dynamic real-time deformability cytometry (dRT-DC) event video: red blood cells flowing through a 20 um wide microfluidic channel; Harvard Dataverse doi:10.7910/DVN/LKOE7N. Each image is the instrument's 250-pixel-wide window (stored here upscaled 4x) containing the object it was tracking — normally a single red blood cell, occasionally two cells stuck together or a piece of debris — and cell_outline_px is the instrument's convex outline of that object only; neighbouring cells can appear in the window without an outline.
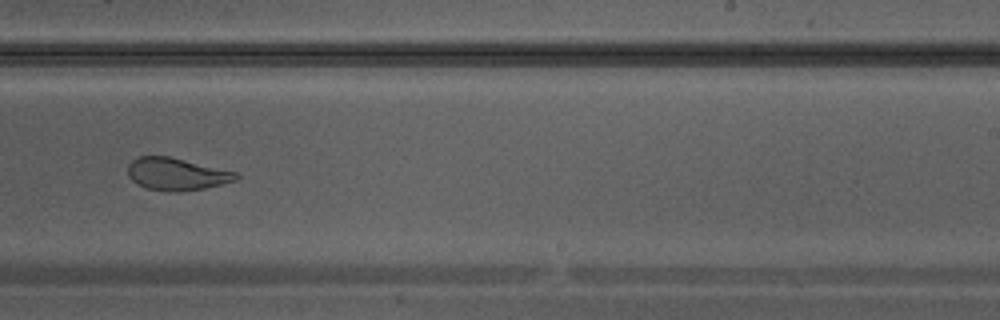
{"species": "Egyptian fruit bat (a non-hibernating species)", "species_latin": "Rousettus aegyptiacus", "temperature_condition": "warm", "stored_images_in_passage": 31, "camera_frame_rate_fps": 3000, "um_per_image_px": 0.085, "animal": {"sex": "male"}, "frame": {"image": 1, "passage_image": 18, "time_ms": 5.667, "image_size_px": [1000, 320], "cell_outline_px": [[240, 176], [236, 180], [204, 188], [180, 192], [164, 192], [148, 188], [136, 184], [128, 176], [128, 164], [136, 156], [168, 156], [236, 172]], "centroid_in_image_um": [14.96, 14.8], "position_along_channel_um": 274.0, "area_um2": 20.4}}